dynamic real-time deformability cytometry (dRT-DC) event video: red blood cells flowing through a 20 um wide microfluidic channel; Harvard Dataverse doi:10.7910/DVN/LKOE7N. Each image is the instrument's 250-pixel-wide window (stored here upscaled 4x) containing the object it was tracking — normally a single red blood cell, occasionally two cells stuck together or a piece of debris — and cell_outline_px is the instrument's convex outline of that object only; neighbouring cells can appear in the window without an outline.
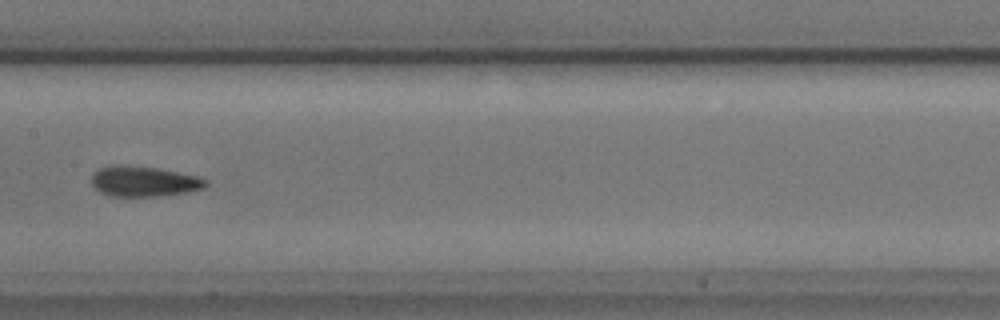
{"species": "common noctule bat (a hibernating species)", "species_latin": "Nyctalus noctula", "temperature_condition": "cold", "stored_images_in_passage": 6, "camera_frame_rate_fps": 3000, "um_per_image_px": 0.085, "animal": {"sex": "male", "body_mass_g": 17.9, "forearm_length_mm": 54.2}, "frame": {"image": 1, "passage_image": 6, "time_ms": 7.0, "image_size_px": [1000, 320], "cell_outline_px": [[208, 184], [204, 188], [188, 192], [156, 196], [108, 196], [100, 192], [92, 184], [92, 176], [100, 168], [112, 164], [116, 164], [156, 168], [200, 176], [208, 180]], "centroid_in_image_um": [12.26, 15.41], "position_along_channel_um": 195.1, "area_um2": 20.23}}